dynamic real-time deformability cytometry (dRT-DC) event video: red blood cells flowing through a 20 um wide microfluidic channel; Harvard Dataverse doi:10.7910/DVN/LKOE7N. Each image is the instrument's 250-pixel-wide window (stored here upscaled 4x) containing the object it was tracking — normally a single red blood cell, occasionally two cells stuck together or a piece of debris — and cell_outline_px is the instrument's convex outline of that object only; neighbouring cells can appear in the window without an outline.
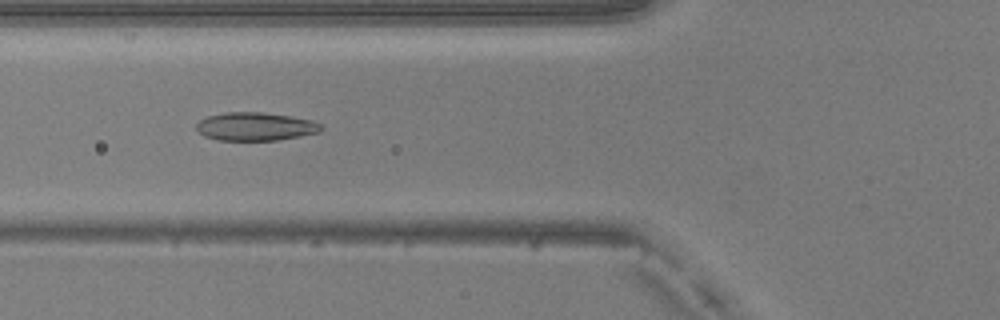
{"species": "common noctule bat (a hibernating species)", "species_latin": "Nyctalus noctula", "temperature_condition": "warm", "stored_images_in_passage": 50, "camera_frame_rate_fps": 3000, "um_per_image_px": 0.085, "animal": {"sex": "male", "body_mass_g": 20.5, "forearm_length_mm": 52.5}, "frame": {"image": 1, "passage_image": 19, "time_ms": 6.0, "image_size_px": [1000, 320], "cell_outline_px": [[324, 128], [320, 132], [280, 140], [220, 140], [204, 136], [196, 128], [196, 124], [200, 120], [208, 116], [224, 112], [264, 112], [292, 116], [312, 120], [320, 124]], "centroid_in_image_um": [21.74, 10.75], "position_along_channel_um": 104.1, "area_um2": 20.63}}
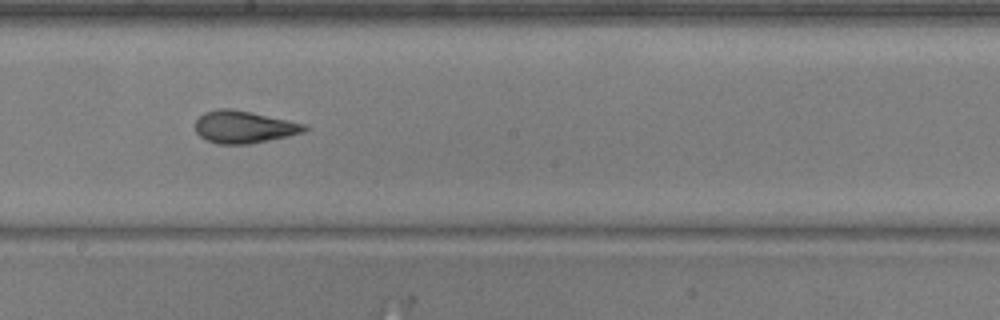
{"frame": {"image": 2, "passage_image": 28, "time_ms": 9.0, "image_size_px": [1000, 320], "cell_outline_px": [[312, 128], [304, 132], [288, 136], [248, 144], [216, 144], [200, 136], [196, 132], [196, 120], [204, 112], [216, 108], [228, 108], [252, 112], [308, 124]], "centroid_in_image_um": [20.78, 10.78], "position_along_channel_um": 227.4, "area_um2": 20.75}}
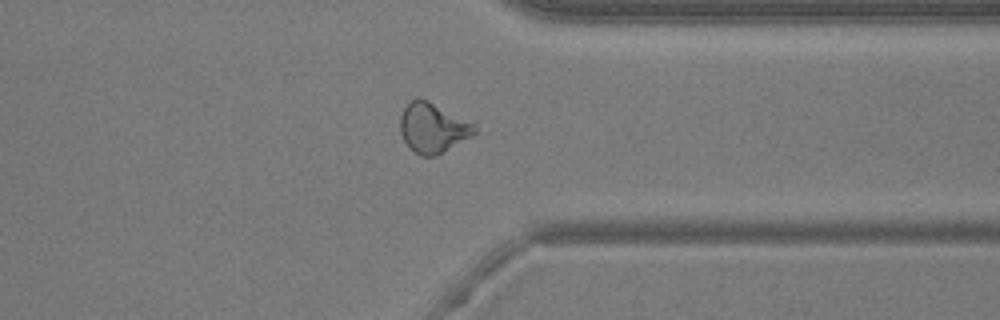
{"frame": {"image": 3, "passage_image": 39, "time_ms": 12.667, "image_size_px": [1000, 320], "cell_outline_px": [[480, 132], [436, 156], [420, 156], [404, 140], [400, 132], [400, 116], [404, 108], [416, 96], [428, 100], [476, 124]], "centroid_in_image_um": [36.84, 10.85], "position_along_channel_um": 374.6, "area_um2": 21.73}, "authors_computed_cell_mechanics": {"area_um2": 21.0103, "velocity_mm_per_s": 4.0881, "shape_relaxation_time_tau1_ms": 8.0375, "shape_relaxation_time_tau2_ms": 1.3652, "deformation_change_tau1": 0.2204, "deformation_change_tau2": 0.0817}}